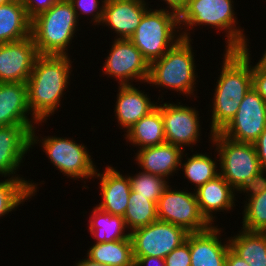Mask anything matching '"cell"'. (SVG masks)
<instances>
[{
  "instance_id": "obj_6",
  "label": "cell",
  "mask_w": 266,
  "mask_h": 266,
  "mask_svg": "<svg viewBox=\"0 0 266 266\" xmlns=\"http://www.w3.org/2000/svg\"><path fill=\"white\" fill-rule=\"evenodd\" d=\"M193 39H180L173 47H171L160 59L150 64L149 78L147 85L162 87L175 91L179 95L197 97L194 95L196 84L198 82V74L196 73V65L193 46ZM197 81V82H196ZM152 84V85H151ZM164 88V89H163ZM181 93V94H180ZM194 95V96H193Z\"/></svg>"
},
{
  "instance_id": "obj_15",
  "label": "cell",
  "mask_w": 266,
  "mask_h": 266,
  "mask_svg": "<svg viewBox=\"0 0 266 266\" xmlns=\"http://www.w3.org/2000/svg\"><path fill=\"white\" fill-rule=\"evenodd\" d=\"M35 125L0 127V176L24 178L17 174L31 148V131ZM24 159V161H23Z\"/></svg>"
},
{
  "instance_id": "obj_7",
  "label": "cell",
  "mask_w": 266,
  "mask_h": 266,
  "mask_svg": "<svg viewBox=\"0 0 266 266\" xmlns=\"http://www.w3.org/2000/svg\"><path fill=\"white\" fill-rule=\"evenodd\" d=\"M182 39L179 15L165 8H149L129 40L151 64Z\"/></svg>"
},
{
  "instance_id": "obj_12",
  "label": "cell",
  "mask_w": 266,
  "mask_h": 266,
  "mask_svg": "<svg viewBox=\"0 0 266 266\" xmlns=\"http://www.w3.org/2000/svg\"><path fill=\"white\" fill-rule=\"evenodd\" d=\"M181 102L157 104L161 111L166 143L181 147H190L191 152L200 140L201 123L196 107H189ZM194 145V146H193Z\"/></svg>"
},
{
  "instance_id": "obj_27",
  "label": "cell",
  "mask_w": 266,
  "mask_h": 266,
  "mask_svg": "<svg viewBox=\"0 0 266 266\" xmlns=\"http://www.w3.org/2000/svg\"><path fill=\"white\" fill-rule=\"evenodd\" d=\"M238 232L228 237L230 249L249 266H266V232Z\"/></svg>"
},
{
  "instance_id": "obj_13",
  "label": "cell",
  "mask_w": 266,
  "mask_h": 266,
  "mask_svg": "<svg viewBox=\"0 0 266 266\" xmlns=\"http://www.w3.org/2000/svg\"><path fill=\"white\" fill-rule=\"evenodd\" d=\"M266 127V102L252 87L230 123L220 132L228 139L254 143Z\"/></svg>"
},
{
  "instance_id": "obj_28",
  "label": "cell",
  "mask_w": 266,
  "mask_h": 266,
  "mask_svg": "<svg viewBox=\"0 0 266 266\" xmlns=\"http://www.w3.org/2000/svg\"><path fill=\"white\" fill-rule=\"evenodd\" d=\"M39 184L25 178L6 177L0 180V218L18 209L38 192Z\"/></svg>"
},
{
  "instance_id": "obj_40",
  "label": "cell",
  "mask_w": 266,
  "mask_h": 266,
  "mask_svg": "<svg viewBox=\"0 0 266 266\" xmlns=\"http://www.w3.org/2000/svg\"><path fill=\"white\" fill-rule=\"evenodd\" d=\"M225 266H249V264L236 255L230 248L226 256V265Z\"/></svg>"
},
{
  "instance_id": "obj_17",
  "label": "cell",
  "mask_w": 266,
  "mask_h": 266,
  "mask_svg": "<svg viewBox=\"0 0 266 266\" xmlns=\"http://www.w3.org/2000/svg\"><path fill=\"white\" fill-rule=\"evenodd\" d=\"M222 228L210 226L201 232L189 233L191 266H225L228 238H220ZM220 239V240H219ZM223 241V242H222Z\"/></svg>"
},
{
  "instance_id": "obj_2",
  "label": "cell",
  "mask_w": 266,
  "mask_h": 266,
  "mask_svg": "<svg viewBox=\"0 0 266 266\" xmlns=\"http://www.w3.org/2000/svg\"><path fill=\"white\" fill-rule=\"evenodd\" d=\"M70 56L39 55L28 78V106L39 122H47L61 106L73 72ZM49 117V118H48Z\"/></svg>"
},
{
  "instance_id": "obj_11",
  "label": "cell",
  "mask_w": 266,
  "mask_h": 266,
  "mask_svg": "<svg viewBox=\"0 0 266 266\" xmlns=\"http://www.w3.org/2000/svg\"><path fill=\"white\" fill-rule=\"evenodd\" d=\"M102 74L115 78L118 85L146 83L150 64L129 39L114 38L108 56L102 63Z\"/></svg>"
},
{
  "instance_id": "obj_23",
  "label": "cell",
  "mask_w": 266,
  "mask_h": 266,
  "mask_svg": "<svg viewBox=\"0 0 266 266\" xmlns=\"http://www.w3.org/2000/svg\"><path fill=\"white\" fill-rule=\"evenodd\" d=\"M31 22L22 0L0 5V44L31 36Z\"/></svg>"
},
{
  "instance_id": "obj_37",
  "label": "cell",
  "mask_w": 266,
  "mask_h": 266,
  "mask_svg": "<svg viewBox=\"0 0 266 266\" xmlns=\"http://www.w3.org/2000/svg\"><path fill=\"white\" fill-rule=\"evenodd\" d=\"M254 146L261 168L266 173V127L265 130L260 134L258 139L254 142Z\"/></svg>"
},
{
  "instance_id": "obj_3",
  "label": "cell",
  "mask_w": 266,
  "mask_h": 266,
  "mask_svg": "<svg viewBox=\"0 0 266 266\" xmlns=\"http://www.w3.org/2000/svg\"><path fill=\"white\" fill-rule=\"evenodd\" d=\"M234 9L233 0H188L179 14L182 38L191 39L190 30H195V26H209L208 28H214L217 32L226 33L224 50L250 48L244 29L237 26L238 18Z\"/></svg>"
},
{
  "instance_id": "obj_36",
  "label": "cell",
  "mask_w": 266,
  "mask_h": 266,
  "mask_svg": "<svg viewBox=\"0 0 266 266\" xmlns=\"http://www.w3.org/2000/svg\"><path fill=\"white\" fill-rule=\"evenodd\" d=\"M60 0H22L28 17L32 20L42 12L49 10Z\"/></svg>"
},
{
  "instance_id": "obj_1",
  "label": "cell",
  "mask_w": 266,
  "mask_h": 266,
  "mask_svg": "<svg viewBox=\"0 0 266 266\" xmlns=\"http://www.w3.org/2000/svg\"><path fill=\"white\" fill-rule=\"evenodd\" d=\"M225 52V54H224ZM220 75L212 98L210 135L221 132L236 115L246 93L252 88L250 49L224 50Z\"/></svg>"
},
{
  "instance_id": "obj_33",
  "label": "cell",
  "mask_w": 266,
  "mask_h": 266,
  "mask_svg": "<svg viewBox=\"0 0 266 266\" xmlns=\"http://www.w3.org/2000/svg\"><path fill=\"white\" fill-rule=\"evenodd\" d=\"M73 5L78 20L82 15H90V24L100 25L103 19L104 4L106 0H69ZM100 5V6H99ZM81 14V16H80ZM80 16V17H79ZM92 17V18H91ZM80 18V19H79Z\"/></svg>"
},
{
  "instance_id": "obj_32",
  "label": "cell",
  "mask_w": 266,
  "mask_h": 266,
  "mask_svg": "<svg viewBox=\"0 0 266 266\" xmlns=\"http://www.w3.org/2000/svg\"><path fill=\"white\" fill-rule=\"evenodd\" d=\"M131 191L136 192V196L147 197V199L158 203L163 191L169 186V180L159 175L142 172L129 175Z\"/></svg>"
},
{
  "instance_id": "obj_42",
  "label": "cell",
  "mask_w": 266,
  "mask_h": 266,
  "mask_svg": "<svg viewBox=\"0 0 266 266\" xmlns=\"http://www.w3.org/2000/svg\"><path fill=\"white\" fill-rule=\"evenodd\" d=\"M260 60L266 65V49H265L264 53L262 54V57Z\"/></svg>"
},
{
  "instance_id": "obj_30",
  "label": "cell",
  "mask_w": 266,
  "mask_h": 266,
  "mask_svg": "<svg viewBox=\"0 0 266 266\" xmlns=\"http://www.w3.org/2000/svg\"><path fill=\"white\" fill-rule=\"evenodd\" d=\"M196 153V154H195ZM192 156L188 157L187 153L183 152L180 162L181 171L184 174V179H188V182L193 183L194 188L191 190H196L199 186L204 185L206 182L214 179L219 175V160L218 154L215 159L211 158L210 155L204 153H197V151ZM184 156L186 160H183ZM218 164V165H217ZM218 168V169H217Z\"/></svg>"
},
{
  "instance_id": "obj_39",
  "label": "cell",
  "mask_w": 266,
  "mask_h": 266,
  "mask_svg": "<svg viewBox=\"0 0 266 266\" xmlns=\"http://www.w3.org/2000/svg\"><path fill=\"white\" fill-rule=\"evenodd\" d=\"M162 1V0H161ZM166 3L165 9L175 12L179 15L185 8L188 0H163Z\"/></svg>"
},
{
  "instance_id": "obj_26",
  "label": "cell",
  "mask_w": 266,
  "mask_h": 266,
  "mask_svg": "<svg viewBox=\"0 0 266 266\" xmlns=\"http://www.w3.org/2000/svg\"><path fill=\"white\" fill-rule=\"evenodd\" d=\"M245 193L241 229L251 232H266V178Z\"/></svg>"
},
{
  "instance_id": "obj_31",
  "label": "cell",
  "mask_w": 266,
  "mask_h": 266,
  "mask_svg": "<svg viewBox=\"0 0 266 266\" xmlns=\"http://www.w3.org/2000/svg\"><path fill=\"white\" fill-rule=\"evenodd\" d=\"M123 218L130 232L139 227L147 226L158 220L157 203L147 199V197L136 196V192L131 191Z\"/></svg>"
},
{
  "instance_id": "obj_35",
  "label": "cell",
  "mask_w": 266,
  "mask_h": 266,
  "mask_svg": "<svg viewBox=\"0 0 266 266\" xmlns=\"http://www.w3.org/2000/svg\"><path fill=\"white\" fill-rule=\"evenodd\" d=\"M252 65V87L266 102V65L259 59Z\"/></svg>"
},
{
  "instance_id": "obj_9",
  "label": "cell",
  "mask_w": 266,
  "mask_h": 266,
  "mask_svg": "<svg viewBox=\"0 0 266 266\" xmlns=\"http://www.w3.org/2000/svg\"><path fill=\"white\" fill-rule=\"evenodd\" d=\"M169 185L157 203L158 220L184 228L187 232H201L211 225L202 216L194 191L181 190Z\"/></svg>"
},
{
  "instance_id": "obj_43",
  "label": "cell",
  "mask_w": 266,
  "mask_h": 266,
  "mask_svg": "<svg viewBox=\"0 0 266 266\" xmlns=\"http://www.w3.org/2000/svg\"><path fill=\"white\" fill-rule=\"evenodd\" d=\"M13 0H0V5L6 4L8 2H11Z\"/></svg>"
},
{
  "instance_id": "obj_34",
  "label": "cell",
  "mask_w": 266,
  "mask_h": 266,
  "mask_svg": "<svg viewBox=\"0 0 266 266\" xmlns=\"http://www.w3.org/2000/svg\"><path fill=\"white\" fill-rule=\"evenodd\" d=\"M164 260L166 266H191L189 234L186 241L168 254Z\"/></svg>"
},
{
  "instance_id": "obj_19",
  "label": "cell",
  "mask_w": 266,
  "mask_h": 266,
  "mask_svg": "<svg viewBox=\"0 0 266 266\" xmlns=\"http://www.w3.org/2000/svg\"><path fill=\"white\" fill-rule=\"evenodd\" d=\"M41 123L29 109L26 83H0V127Z\"/></svg>"
},
{
  "instance_id": "obj_41",
  "label": "cell",
  "mask_w": 266,
  "mask_h": 266,
  "mask_svg": "<svg viewBox=\"0 0 266 266\" xmlns=\"http://www.w3.org/2000/svg\"><path fill=\"white\" fill-rule=\"evenodd\" d=\"M75 266H108V265L93 261L86 256L85 259H80L78 262L76 261Z\"/></svg>"
},
{
  "instance_id": "obj_24",
  "label": "cell",
  "mask_w": 266,
  "mask_h": 266,
  "mask_svg": "<svg viewBox=\"0 0 266 266\" xmlns=\"http://www.w3.org/2000/svg\"><path fill=\"white\" fill-rule=\"evenodd\" d=\"M125 135L126 142L143 149L166 143L161 111L158 107L143 116L130 127Z\"/></svg>"
},
{
  "instance_id": "obj_8",
  "label": "cell",
  "mask_w": 266,
  "mask_h": 266,
  "mask_svg": "<svg viewBox=\"0 0 266 266\" xmlns=\"http://www.w3.org/2000/svg\"><path fill=\"white\" fill-rule=\"evenodd\" d=\"M35 126L31 131V149L36 144L42 147L48 160L59 170L62 175L73 180L92 179L96 172V163L92 160L91 153L83 143H77L70 137L37 136ZM40 137V138H39ZM33 146V147H32ZM88 150V151H87Z\"/></svg>"
},
{
  "instance_id": "obj_18",
  "label": "cell",
  "mask_w": 266,
  "mask_h": 266,
  "mask_svg": "<svg viewBox=\"0 0 266 266\" xmlns=\"http://www.w3.org/2000/svg\"><path fill=\"white\" fill-rule=\"evenodd\" d=\"M96 169L93 179L100 180V196L102 197L96 206L104 212L123 217L128 199L131 193V185L128 175H123L112 165L105 167L104 172Z\"/></svg>"
},
{
  "instance_id": "obj_4",
  "label": "cell",
  "mask_w": 266,
  "mask_h": 266,
  "mask_svg": "<svg viewBox=\"0 0 266 266\" xmlns=\"http://www.w3.org/2000/svg\"><path fill=\"white\" fill-rule=\"evenodd\" d=\"M219 159V174L239 194L266 178L254 143L237 142L220 132L208 137Z\"/></svg>"
},
{
  "instance_id": "obj_21",
  "label": "cell",
  "mask_w": 266,
  "mask_h": 266,
  "mask_svg": "<svg viewBox=\"0 0 266 266\" xmlns=\"http://www.w3.org/2000/svg\"><path fill=\"white\" fill-rule=\"evenodd\" d=\"M117 92L114 114L119 128L125 129L124 133L161 103L151 101L148 94L133 84L119 85Z\"/></svg>"
},
{
  "instance_id": "obj_29",
  "label": "cell",
  "mask_w": 266,
  "mask_h": 266,
  "mask_svg": "<svg viewBox=\"0 0 266 266\" xmlns=\"http://www.w3.org/2000/svg\"><path fill=\"white\" fill-rule=\"evenodd\" d=\"M86 256L93 261L108 266H134V257L131 238L94 243Z\"/></svg>"
},
{
  "instance_id": "obj_14",
  "label": "cell",
  "mask_w": 266,
  "mask_h": 266,
  "mask_svg": "<svg viewBox=\"0 0 266 266\" xmlns=\"http://www.w3.org/2000/svg\"><path fill=\"white\" fill-rule=\"evenodd\" d=\"M38 56L32 36L0 44V83H26Z\"/></svg>"
},
{
  "instance_id": "obj_10",
  "label": "cell",
  "mask_w": 266,
  "mask_h": 266,
  "mask_svg": "<svg viewBox=\"0 0 266 266\" xmlns=\"http://www.w3.org/2000/svg\"><path fill=\"white\" fill-rule=\"evenodd\" d=\"M188 234L184 228L161 220L134 229L130 232L133 257L165 258L186 241Z\"/></svg>"
},
{
  "instance_id": "obj_22",
  "label": "cell",
  "mask_w": 266,
  "mask_h": 266,
  "mask_svg": "<svg viewBox=\"0 0 266 266\" xmlns=\"http://www.w3.org/2000/svg\"><path fill=\"white\" fill-rule=\"evenodd\" d=\"M183 150L181 147L164 143L138 149L135 153L136 164L142 172L159 175L169 180L170 176L180 171Z\"/></svg>"
},
{
  "instance_id": "obj_20",
  "label": "cell",
  "mask_w": 266,
  "mask_h": 266,
  "mask_svg": "<svg viewBox=\"0 0 266 266\" xmlns=\"http://www.w3.org/2000/svg\"><path fill=\"white\" fill-rule=\"evenodd\" d=\"M194 192L199 210L211 226L216 224L214 222L217 212H228L236 206L238 194L220 174L199 186Z\"/></svg>"
},
{
  "instance_id": "obj_38",
  "label": "cell",
  "mask_w": 266,
  "mask_h": 266,
  "mask_svg": "<svg viewBox=\"0 0 266 266\" xmlns=\"http://www.w3.org/2000/svg\"><path fill=\"white\" fill-rule=\"evenodd\" d=\"M134 266H166L164 258L147 256L134 259Z\"/></svg>"
},
{
  "instance_id": "obj_25",
  "label": "cell",
  "mask_w": 266,
  "mask_h": 266,
  "mask_svg": "<svg viewBox=\"0 0 266 266\" xmlns=\"http://www.w3.org/2000/svg\"><path fill=\"white\" fill-rule=\"evenodd\" d=\"M88 222L89 233L96 241L94 243L112 242L130 237V231L123 217L104 212L97 206L93 207Z\"/></svg>"
},
{
  "instance_id": "obj_5",
  "label": "cell",
  "mask_w": 266,
  "mask_h": 266,
  "mask_svg": "<svg viewBox=\"0 0 266 266\" xmlns=\"http://www.w3.org/2000/svg\"><path fill=\"white\" fill-rule=\"evenodd\" d=\"M79 20L69 0H60L31 22V36L39 55L68 56ZM75 35V36H74Z\"/></svg>"
},
{
  "instance_id": "obj_16",
  "label": "cell",
  "mask_w": 266,
  "mask_h": 266,
  "mask_svg": "<svg viewBox=\"0 0 266 266\" xmlns=\"http://www.w3.org/2000/svg\"><path fill=\"white\" fill-rule=\"evenodd\" d=\"M148 9L146 0H106L100 25L114 31L116 39H129Z\"/></svg>"
}]
</instances>
